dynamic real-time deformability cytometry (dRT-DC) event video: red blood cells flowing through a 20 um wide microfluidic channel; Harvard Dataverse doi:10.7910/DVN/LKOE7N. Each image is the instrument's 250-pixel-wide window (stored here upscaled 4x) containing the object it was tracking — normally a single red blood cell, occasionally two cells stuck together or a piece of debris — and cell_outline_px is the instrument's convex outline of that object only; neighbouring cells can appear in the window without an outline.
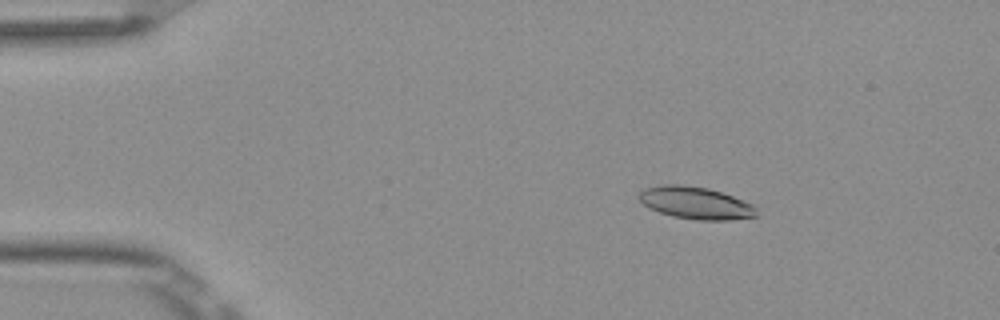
{"species": "Egyptian fruit bat (a non-hibernating species)", "species_latin": "Rousettus aegyptiacus", "temperature_condition": "room temperature", "stored_images_in_passage": 53, "camera_frame_rate_fps": 3000, "um_per_image_px": 0.085, "frame": {"image": 1, "passage_image": 9, "time_ms": 2.667, "image_size_px": [1000, 320], "cell_outline_px": [[756, 216], [732, 220], [696, 220], [672, 216], [648, 208], [636, 196], [644, 188], [664, 184], [680, 184], [708, 188], [756, 204]], "centroid_in_image_um": [59.13, 17.25], "position_along_channel_um": 25.9, "area_um2": 22.25}}
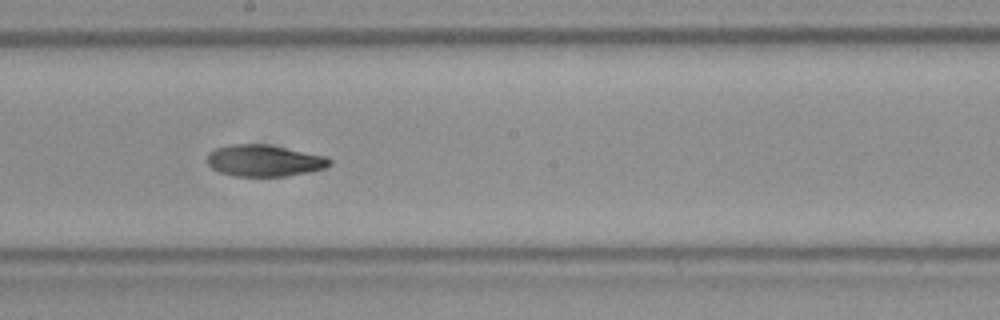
{"frame": {"image": 2, "passage_image": 30, "time_ms": 9.667, "image_size_px": [1000, 320], "cell_outline_px": [[332, 164], [324, 168], [308, 172], [284, 176], [232, 176], [220, 172], [212, 168], [208, 164], [208, 152], [216, 148], [228, 144], [268, 144], [324, 156], [332, 160]], "centroid_in_image_um": [22.43, 13.65], "position_along_channel_um": 225.8, "area_um2": 22.48}}
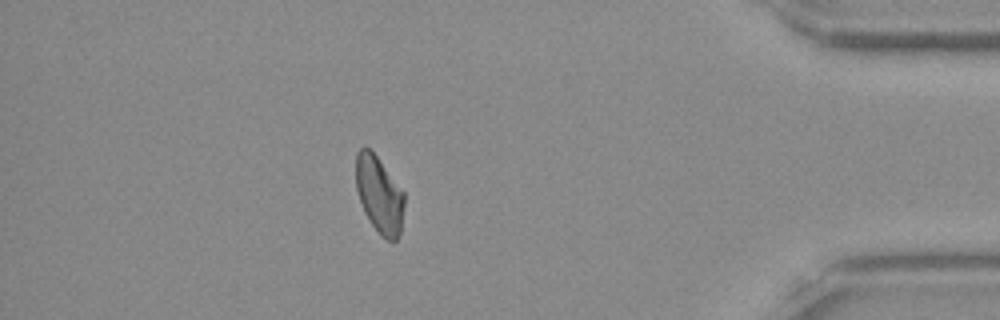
{"frame": {"image": 3, "passage_image": 47, "time_ms": 15.333, "image_size_px": [1000, 320], "cell_outline_px": [[404, 204], [400, 232], [396, 240], [388, 240], [372, 224], [364, 212], [356, 188], [356, 152], [364, 144], [372, 148], [404, 192]], "centroid_in_image_um": [32.22, 16.44], "position_along_channel_um": 403.0, "area_um2": 21.68}, "authors_computed_cell_mechanics": {"area_um2": 22.4842, "velocity_mm_per_s": 3.8661, "shape_relaxation_time_tau1_ms": 6.8344, "shape_relaxation_time_tau2_ms": 5.8578, "deformation_change_tau1": 0.1585, "deformation_change_tau2": 0.1165}}